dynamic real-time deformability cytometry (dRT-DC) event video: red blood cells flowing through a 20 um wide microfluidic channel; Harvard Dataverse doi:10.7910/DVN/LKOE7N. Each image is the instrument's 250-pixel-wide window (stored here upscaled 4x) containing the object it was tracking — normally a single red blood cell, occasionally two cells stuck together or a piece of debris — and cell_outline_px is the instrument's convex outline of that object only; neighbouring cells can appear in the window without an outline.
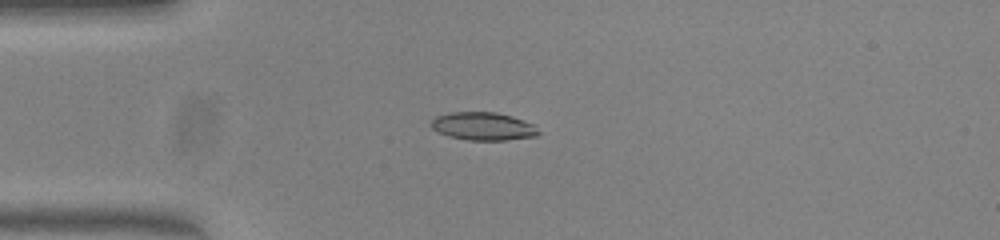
{"species": "common noctule bat (a hibernating species)", "species_latin": "Nyctalus noctula", "temperature_condition": "warm", "stored_images_in_passage": 39, "camera_frame_rate_fps": 3000, "um_per_image_px": 0.085, "animal": {"sex": "female", "body_mass_g": 23.0, "forearm_length_mm": 53.4}, "frame": {"image": 1, "passage_image": 1, "time_ms": 0.0, "image_size_px": [1000, 240], "cell_outline_px": [[540, 132], [536, 136], [504, 140], [468, 140], [448, 136], [432, 128], [432, 120], [436, 116], [448, 112], [496, 112], [512, 116], [536, 124]], "centroid_in_image_um": [41.11, 10.72], "position_along_channel_um": 43.9, "area_um2": 17.57}}
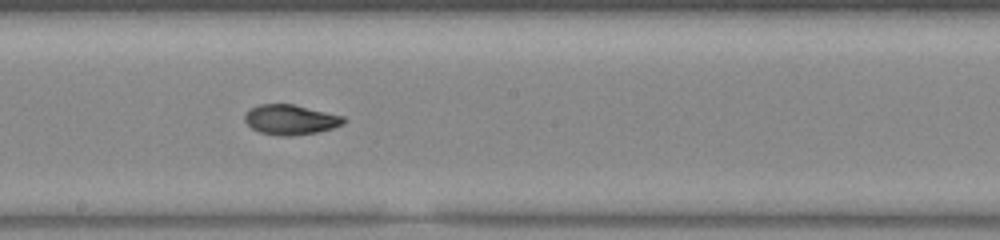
{"frame": {"image": 2, "passage_image": 16, "time_ms": 5.0, "image_size_px": [1000, 240], "cell_outline_px": [[344, 124], [332, 128], [316, 132], [288, 136], [280, 136], [260, 132], [252, 128], [244, 120], [244, 116], [252, 108], [260, 104], [292, 104], [344, 116]], "centroid_in_image_um": [24.69, 10.17], "position_along_channel_um": 223.5, "area_um2": 16.99}}
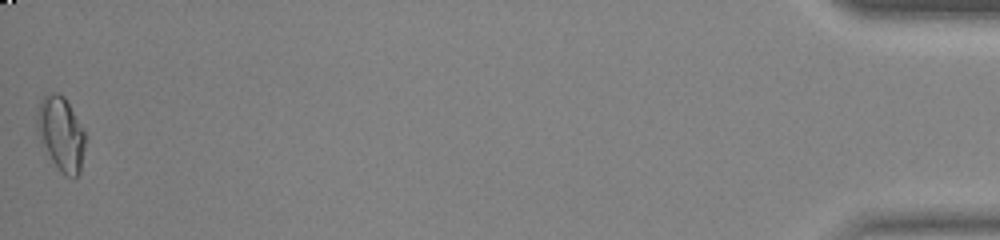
{"frame": {"image": 3, "passage_image": 39, "time_ms": 12.667, "image_size_px": [1000, 240], "cell_outline_px": [[84, 148], [80, 172], [76, 176], [68, 176], [60, 172], [52, 160], [40, 140], [36, 124], [36, 116], [40, 100], [44, 96], [56, 92], [64, 96], [84, 132]], "centroid_in_image_um": [5.16, 11.36], "position_along_channel_um": 430.0, "area_um2": 20.29}, "authors_computed_cell_mechanics": {"area_um2": 17.3978, "velocity_mm_per_s": 3.9991, "shape_relaxation_time_tau1_ms": null, "shape_relaxation_time_tau2_ms": 1.7914, "deformation_change_tau1": null, "deformation_change_tau2": 0.0588}}